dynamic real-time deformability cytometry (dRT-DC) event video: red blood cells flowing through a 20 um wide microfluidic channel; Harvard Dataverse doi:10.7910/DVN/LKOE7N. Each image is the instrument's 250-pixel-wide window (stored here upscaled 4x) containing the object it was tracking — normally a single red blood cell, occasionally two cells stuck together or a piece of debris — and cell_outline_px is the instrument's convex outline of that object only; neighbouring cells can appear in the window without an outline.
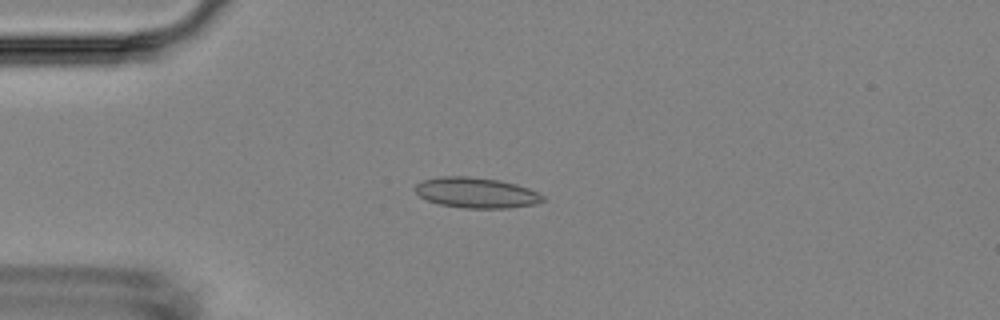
{"species": "Egyptian fruit bat (a non-hibernating species)", "species_latin": "Rousettus aegyptiacus", "temperature_condition": "room temperature", "stored_images_in_passage": 6, "camera_frame_rate_fps": 3000, "um_per_image_px": 0.085, "animal": {"sex": "female"}, "frame": {"image": 1, "passage_image": 4, "time_ms": 3.333, "image_size_px": [1000, 320], "cell_outline_px": [[548, 200], [536, 204], [508, 208], [464, 208], [440, 204], [428, 200], [420, 196], [416, 192], [416, 184], [424, 180], [444, 176], [468, 176], [496, 180], [516, 184], [540, 192]], "centroid_in_image_um": [40.55, 16.39], "position_along_channel_um": 44.4, "area_um2": 22.6}}